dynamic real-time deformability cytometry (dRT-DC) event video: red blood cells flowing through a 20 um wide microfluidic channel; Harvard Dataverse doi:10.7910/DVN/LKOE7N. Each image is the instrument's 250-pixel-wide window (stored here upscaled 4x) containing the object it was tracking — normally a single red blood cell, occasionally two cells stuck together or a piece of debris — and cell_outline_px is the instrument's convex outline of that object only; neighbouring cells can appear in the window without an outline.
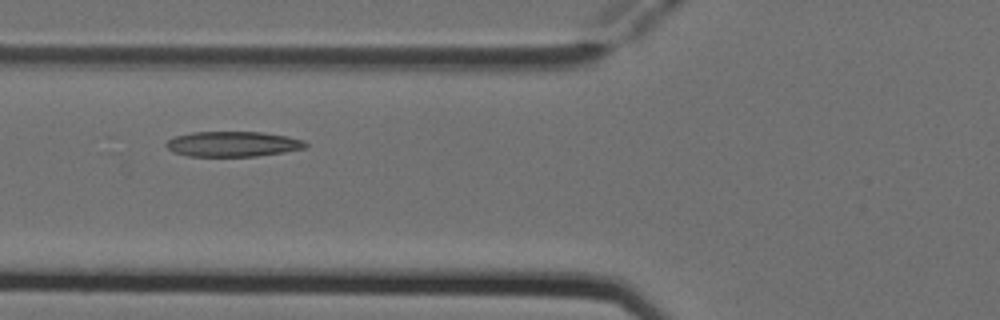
{"species": "Egyptian fruit bat (a non-hibernating species)", "species_latin": "Rousettus aegyptiacus", "temperature_condition": "cold", "stored_images_in_passage": 8, "camera_frame_rate_fps": 3000, "um_per_image_px": 0.085, "animal": {"sex": "female"}, "frame": {"image": 1, "passage_image": 5, "time_ms": 1.333, "image_size_px": [1000, 320], "cell_outline_px": [[308, 148], [284, 152], [256, 156], [188, 156], [172, 152], [164, 144], [168, 140], [176, 136], [192, 132], [260, 132], [284, 136], [304, 140], [308, 144]], "centroid_in_image_um": [19.79, 12.25], "position_along_channel_um": 106.0, "area_um2": 20.46}}
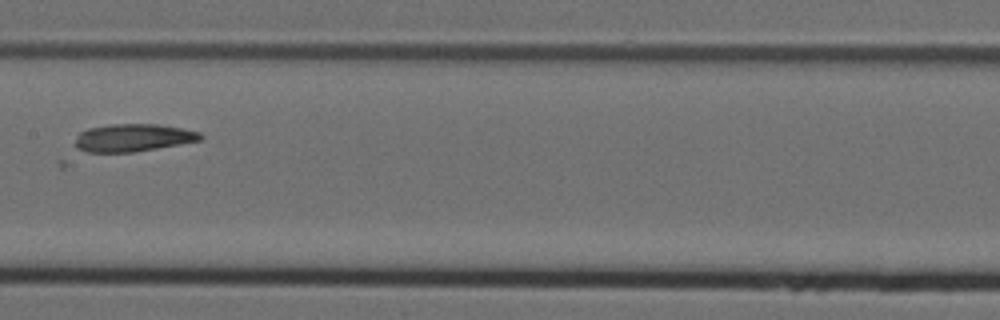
{"frame": {"image": 2, "passage_image": 7, "time_ms": 2.0, "image_size_px": [1000, 320], "cell_outline_px": [[204, 136], [200, 140], [156, 148], [132, 152], [88, 152], [76, 148], [76, 136], [80, 132], [88, 128], [112, 124], [160, 124], [200, 132]], "centroid_in_image_um": [11.29, 11.7], "position_along_channel_um": 196.1, "area_um2": 20.0}}
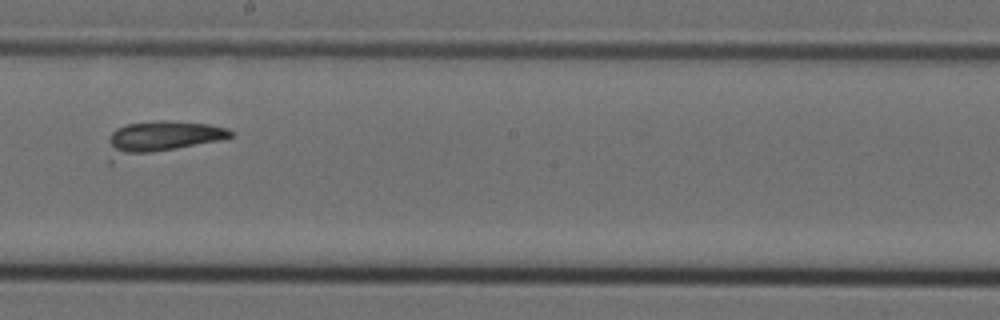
{"frame": {"image": 3, "passage_image": 8, "time_ms": 2.333, "image_size_px": [1000, 320], "cell_outline_px": [[236, 132], [232, 136], [220, 140], [112, 164], [108, 164], [108, 136], [116, 128], [128, 124], [156, 120], [160, 120], [208, 124], [228, 128]], "centroid_in_image_um": [13.59, 11.76], "position_along_channel_um": 234.6, "area_um2": 24.45}}